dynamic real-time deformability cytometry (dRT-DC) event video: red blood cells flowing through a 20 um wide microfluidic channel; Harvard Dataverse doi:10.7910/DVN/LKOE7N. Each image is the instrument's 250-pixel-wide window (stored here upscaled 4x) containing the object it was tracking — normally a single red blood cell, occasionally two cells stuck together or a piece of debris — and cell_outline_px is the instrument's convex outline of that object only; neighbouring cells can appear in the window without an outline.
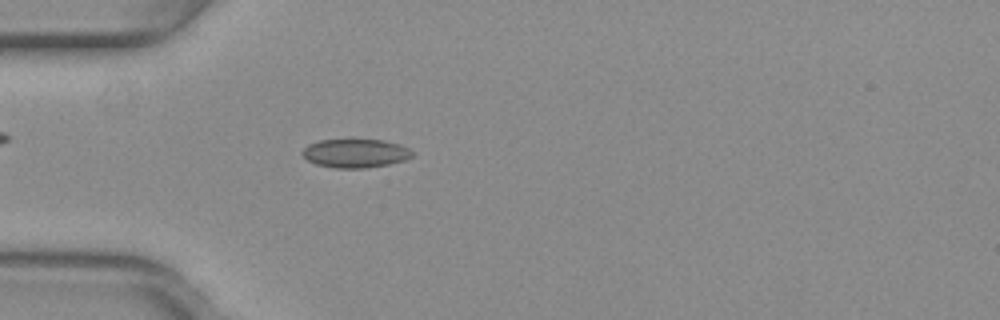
{"species": "common noctule bat (a hibernating species)", "species_latin": "Nyctalus noctula", "temperature_condition": "warm", "stored_images_in_passage": 44, "camera_frame_rate_fps": 3000, "um_per_image_px": 0.085, "animal": {"sex": "female", "body_mass_g": 29.2, "forearm_length_mm": 56.3}, "frame": {"image": 1, "passage_image": 8, "time_ms": 2.333, "image_size_px": [1000, 320], "cell_outline_px": [[412, 156], [404, 160], [388, 164], [364, 168], [336, 168], [316, 164], [308, 160], [300, 152], [308, 144], [320, 140], [380, 140], [400, 144], [408, 148], [412, 152]], "centroid_in_image_um": [30.18, 13.03], "position_along_channel_um": 54.8, "area_um2": 18.15}}
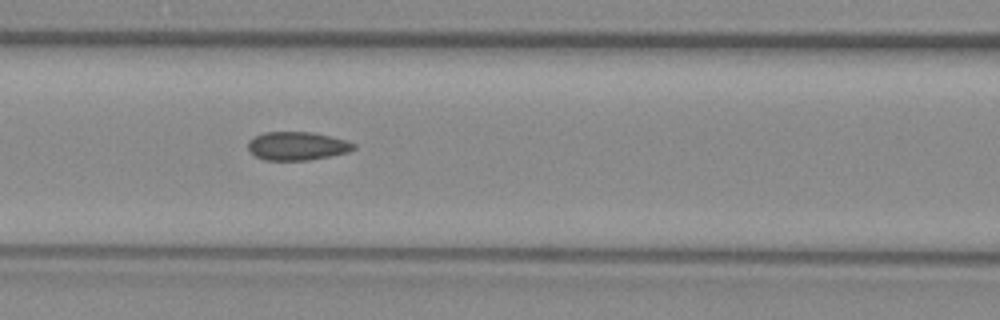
{"frame": {"image": 2, "passage_image": 15, "time_ms": 4.667, "image_size_px": [1000, 320], "cell_outline_px": [[356, 148], [348, 152], [308, 160], [264, 160], [256, 156], [248, 148], [248, 140], [264, 132], [312, 132], [348, 140], [356, 144]], "centroid_in_image_um": [25.28, 12.4], "position_along_channel_um": 141.3, "area_um2": 17.46}}
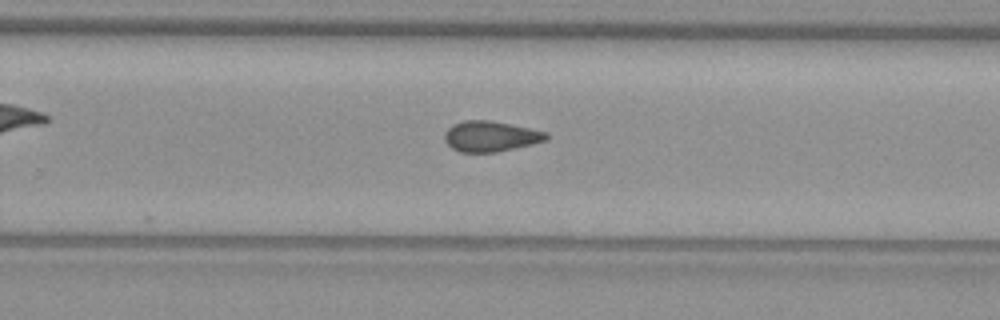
{"frame": {"image": 3, "passage_image": 26, "time_ms": 8.333, "image_size_px": [1000, 320], "cell_outline_px": [[548, 140], [532, 144], [496, 152], [460, 152], [452, 148], [444, 140], [444, 132], [452, 124], [464, 120], [488, 120], [548, 132]], "centroid_in_image_um": [41.67, 11.59], "position_along_channel_um": 288.1, "area_um2": 18.03}}